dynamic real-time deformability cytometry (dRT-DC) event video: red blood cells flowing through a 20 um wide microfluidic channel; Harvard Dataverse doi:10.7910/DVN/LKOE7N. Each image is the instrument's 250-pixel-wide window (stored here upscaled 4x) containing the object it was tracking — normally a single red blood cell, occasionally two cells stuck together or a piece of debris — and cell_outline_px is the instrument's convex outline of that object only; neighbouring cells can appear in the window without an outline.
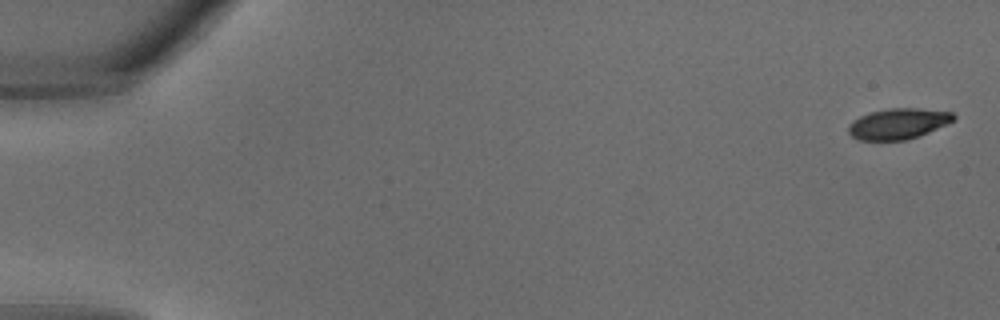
{"species": "common noctule bat (a hibernating species)", "species_latin": "Nyctalus noctula", "temperature_condition": "warm", "stored_images_in_passage": 34, "camera_frame_rate_fps": 3000, "um_per_image_px": 0.085, "animal": {"sex": "male", "body_mass_g": 18.8}, "frame": {"image": 1, "passage_image": 1, "time_ms": 0.0, "image_size_px": [1000, 320], "cell_outline_px": [[956, 120], [920, 136], [904, 140], [860, 140], [852, 136], [848, 132], [848, 124], [852, 120], [860, 116], [872, 112], [888, 108], [916, 108], [952, 112], [956, 116]], "centroid_in_image_um": [76.36, 10.51], "position_along_channel_um": 8.6, "area_um2": 18.9}}
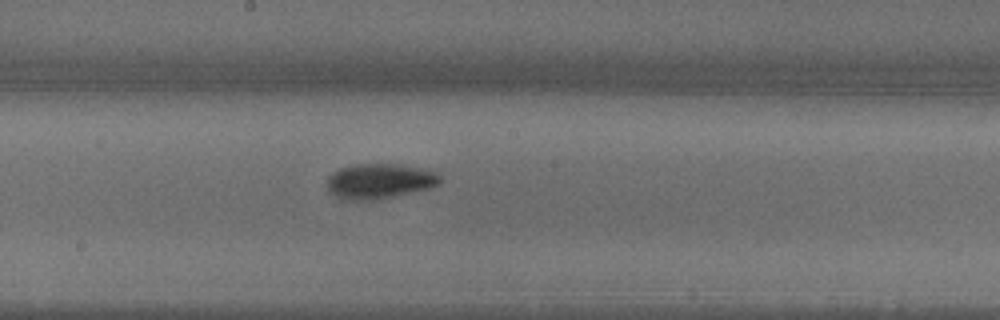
{"frame": {"image": 2, "passage_image": 19, "time_ms": 6.0, "image_size_px": [1000, 320], "cell_outline_px": [[440, 184], [428, 188], [392, 196], [372, 200], [340, 200], [328, 192], [328, 176], [332, 172], [340, 168], [352, 164], [400, 164], [428, 168], [440, 172]], "centroid_in_image_um": [32.26, 15.38], "position_along_channel_um": 215.9, "area_um2": 23.47}}
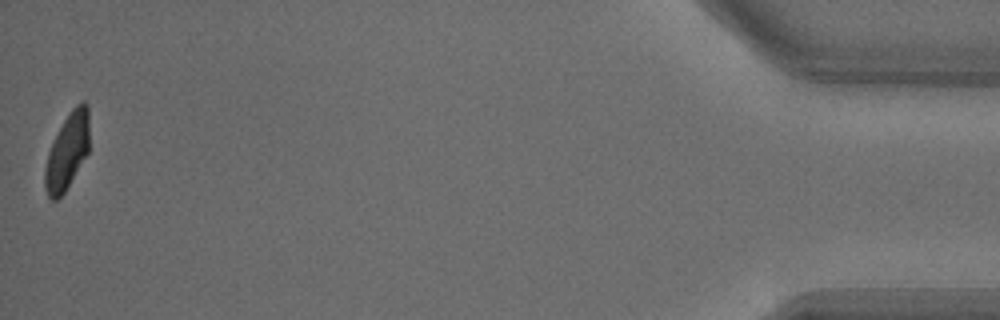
{"frame": {"image": 3, "passage_image": 34, "time_ms": 11.0, "image_size_px": [1000, 320], "cell_outline_px": [[88, 152], [64, 192], [56, 200], [52, 200], [48, 196], [44, 188], [44, 168], [48, 152], [52, 140], [68, 112], [80, 100], [84, 100], [88, 104]], "centroid_in_image_um": [5.69, 12.82], "position_along_channel_um": 429.5, "area_um2": 19.77}}